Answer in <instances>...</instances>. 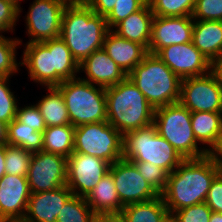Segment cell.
Listing matches in <instances>:
<instances>
[{
    "label": "cell",
    "mask_w": 222,
    "mask_h": 222,
    "mask_svg": "<svg viewBox=\"0 0 222 222\" xmlns=\"http://www.w3.org/2000/svg\"><path fill=\"white\" fill-rule=\"evenodd\" d=\"M110 166L104 159L73 152L67 158L66 185L73 195L85 198L109 172Z\"/></svg>",
    "instance_id": "8fae6325"
},
{
    "label": "cell",
    "mask_w": 222,
    "mask_h": 222,
    "mask_svg": "<svg viewBox=\"0 0 222 222\" xmlns=\"http://www.w3.org/2000/svg\"><path fill=\"white\" fill-rule=\"evenodd\" d=\"M107 121L122 135L153 123L155 108L127 77L106 88Z\"/></svg>",
    "instance_id": "3957f363"
},
{
    "label": "cell",
    "mask_w": 222,
    "mask_h": 222,
    "mask_svg": "<svg viewBox=\"0 0 222 222\" xmlns=\"http://www.w3.org/2000/svg\"><path fill=\"white\" fill-rule=\"evenodd\" d=\"M21 10L7 0H0V31L13 28ZM2 36V35H0Z\"/></svg>",
    "instance_id": "ab89813d"
},
{
    "label": "cell",
    "mask_w": 222,
    "mask_h": 222,
    "mask_svg": "<svg viewBox=\"0 0 222 222\" xmlns=\"http://www.w3.org/2000/svg\"><path fill=\"white\" fill-rule=\"evenodd\" d=\"M122 212L128 222H165L170 217L161 195L148 201L126 205Z\"/></svg>",
    "instance_id": "d4e9b609"
},
{
    "label": "cell",
    "mask_w": 222,
    "mask_h": 222,
    "mask_svg": "<svg viewBox=\"0 0 222 222\" xmlns=\"http://www.w3.org/2000/svg\"><path fill=\"white\" fill-rule=\"evenodd\" d=\"M211 213L206 202H202L174 211L170 216L175 222H210Z\"/></svg>",
    "instance_id": "8d00e7d4"
},
{
    "label": "cell",
    "mask_w": 222,
    "mask_h": 222,
    "mask_svg": "<svg viewBox=\"0 0 222 222\" xmlns=\"http://www.w3.org/2000/svg\"><path fill=\"white\" fill-rule=\"evenodd\" d=\"M192 20V16H154L148 52L157 54L166 46L192 42Z\"/></svg>",
    "instance_id": "9a60e30c"
},
{
    "label": "cell",
    "mask_w": 222,
    "mask_h": 222,
    "mask_svg": "<svg viewBox=\"0 0 222 222\" xmlns=\"http://www.w3.org/2000/svg\"><path fill=\"white\" fill-rule=\"evenodd\" d=\"M179 103L190 112L222 113V87L213 72L182 79Z\"/></svg>",
    "instance_id": "9c48e42d"
},
{
    "label": "cell",
    "mask_w": 222,
    "mask_h": 222,
    "mask_svg": "<svg viewBox=\"0 0 222 222\" xmlns=\"http://www.w3.org/2000/svg\"><path fill=\"white\" fill-rule=\"evenodd\" d=\"M67 0H35L26 23L31 38L28 43L43 42L60 37L62 15Z\"/></svg>",
    "instance_id": "7c38bea8"
},
{
    "label": "cell",
    "mask_w": 222,
    "mask_h": 222,
    "mask_svg": "<svg viewBox=\"0 0 222 222\" xmlns=\"http://www.w3.org/2000/svg\"><path fill=\"white\" fill-rule=\"evenodd\" d=\"M74 131L71 124L46 127L42 150L68 158L74 152Z\"/></svg>",
    "instance_id": "4316f807"
},
{
    "label": "cell",
    "mask_w": 222,
    "mask_h": 222,
    "mask_svg": "<svg viewBox=\"0 0 222 222\" xmlns=\"http://www.w3.org/2000/svg\"><path fill=\"white\" fill-rule=\"evenodd\" d=\"M16 118L37 132L43 133L47 127L37 105L27 106L22 109L18 107Z\"/></svg>",
    "instance_id": "f35d334b"
},
{
    "label": "cell",
    "mask_w": 222,
    "mask_h": 222,
    "mask_svg": "<svg viewBox=\"0 0 222 222\" xmlns=\"http://www.w3.org/2000/svg\"><path fill=\"white\" fill-rule=\"evenodd\" d=\"M205 202L212 212H222V171L211 182Z\"/></svg>",
    "instance_id": "60d3db41"
},
{
    "label": "cell",
    "mask_w": 222,
    "mask_h": 222,
    "mask_svg": "<svg viewBox=\"0 0 222 222\" xmlns=\"http://www.w3.org/2000/svg\"><path fill=\"white\" fill-rule=\"evenodd\" d=\"M153 123L158 134L166 139L183 159L201 158L211 150H198L191 125V112L179 102L156 108Z\"/></svg>",
    "instance_id": "52a82bcc"
},
{
    "label": "cell",
    "mask_w": 222,
    "mask_h": 222,
    "mask_svg": "<svg viewBox=\"0 0 222 222\" xmlns=\"http://www.w3.org/2000/svg\"><path fill=\"white\" fill-rule=\"evenodd\" d=\"M9 77H0V120L6 124L11 123L17 114L16 98L7 86Z\"/></svg>",
    "instance_id": "d590c367"
},
{
    "label": "cell",
    "mask_w": 222,
    "mask_h": 222,
    "mask_svg": "<svg viewBox=\"0 0 222 222\" xmlns=\"http://www.w3.org/2000/svg\"><path fill=\"white\" fill-rule=\"evenodd\" d=\"M148 0H117L112 11L105 17L109 29L132 13L140 10Z\"/></svg>",
    "instance_id": "e575fe53"
},
{
    "label": "cell",
    "mask_w": 222,
    "mask_h": 222,
    "mask_svg": "<svg viewBox=\"0 0 222 222\" xmlns=\"http://www.w3.org/2000/svg\"><path fill=\"white\" fill-rule=\"evenodd\" d=\"M192 18L222 21V0H195Z\"/></svg>",
    "instance_id": "74e56055"
},
{
    "label": "cell",
    "mask_w": 222,
    "mask_h": 222,
    "mask_svg": "<svg viewBox=\"0 0 222 222\" xmlns=\"http://www.w3.org/2000/svg\"><path fill=\"white\" fill-rule=\"evenodd\" d=\"M154 16H192L195 0H148Z\"/></svg>",
    "instance_id": "4dcf8cb0"
},
{
    "label": "cell",
    "mask_w": 222,
    "mask_h": 222,
    "mask_svg": "<svg viewBox=\"0 0 222 222\" xmlns=\"http://www.w3.org/2000/svg\"><path fill=\"white\" fill-rule=\"evenodd\" d=\"M22 65H26L32 80L53 87L52 52H49V40L27 43Z\"/></svg>",
    "instance_id": "ffe728a7"
},
{
    "label": "cell",
    "mask_w": 222,
    "mask_h": 222,
    "mask_svg": "<svg viewBox=\"0 0 222 222\" xmlns=\"http://www.w3.org/2000/svg\"><path fill=\"white\" fill-rule=\"evenodd\" d=\"M21 42L18 39L12 40L0 36V77H10L11 74L17 72L15 50Z\"/></svg>",
    "instance_id": "d6a6232c"
},
{
    "label": "cell",
    "mask_w": 222,
    "mask_h": 222,
    "mask_svg": "<svg viewBox=\"0 0 222 222\" xmlns=\"http://www.w3.org/2000/svg\"><path fill=\"white\" fill-rule=\"evenodd\" d=\"M154 14L147 2L140 10L130 14L115 27L120 37L149 48L151 40L152 21Z\"/></svg>",
    "instance_id": "7402d4cb"
},
{
    "label": "cell",
    "mask_w": 222,
    "mask_h": 222,
    "mask_svg": "<svg viewBox=\"0 0 222 222\" xmlns=\"http://www.w3.org/2000/svg\"><path fill=\"white\" fill-rule=\"evenodd\" d=\"M210 222H222V212L221 213L212 212Z\"/></svg>",
    "instance_id": "c3c4849f"
},
{
    "label": "cell",
    "mask_w": 222,
    "mask_h": 222,
    "mask_svg": "<svg viewBox=\"0 0 222 222\" xmlns=\"http://www.w3.org/2000/svg\"><path fill=\"white\" fill-rule=\"evenodd\" d=\"M165 222H175V221L170 216Z\"/></svg>",
    "instance_id": "f5cc1de1"
},
{
    "label": "cell",
    "mask_w": 222,
    "mask_h": 222,
    "mask_svg": "<svg viewBox=\"0 0 222 222\" xmlns=\"http://www.w3.org/2000/svg\"><path fill=\"white\" fill-rule=\"evenodd\" d=\"M127 77L155 109L179 102L181 79L156 54L148 53Z\"/></svg>",
    "instance_id": "277c9868"
},
{
    "label": "cell",
    "mask_w": 222,
    "mask_h": 222,
    "mask_svg": "<svg viewBox=\"0 0 222 222\" xmlns=\"http://www.w3.org/2000/svg\"><path fill=\"white\" fill-rule=\"evenodd\" d=\"M69 3H73V2H85V0H67Z\"/></svg>",
    "instance_id": "816d5d0a"
},
{
    "label": "cell",
    "mask_w": 222,
    "mask_h": 222,
    "mask_svg": "<svg viewBox=\"0 0 222 222\" xmlns=\"http://www.w3.org/2000/svg\"><path fill=\"white\" fill-rule=\"evenodd\" d=\"M32 152L18 146L6 144L5 170L6 174L27 177Z\"/></svg>",
    "instance_id": "1f68e13d"
},
{
    "label": "cell",
    "mask_w": 222,
    "mask_h": 222,
    "mask_svg": "<svg viewBox=\"0 0 222 222\" xmlns=\"http://www.w3.org/2000/svg\"><path fill=\"white\" fill-rule=\"evenodd\" d=\"M192 43L211 63L222 57V21H194Z\"/></svg>",
    "instance_id": "44dd1931"
},
{
    "label": "cell",
    "mask_w": 222,
    "mask_h": 222,
    "mask_svg": "<svg viewBox=\"0 0 222 222\" xmlns=\"http://www.w3.org/2000/svg\"><path fill=\"white\" fill-rule=\"evenodd\" d=\"M49 52H52L53 87L76 78L75 73L79 72V64L60 37L49 39Z\"/></svg>",
    "instance_id": "cb8c5ba5"
},
{
    "label": "cell",
    "mask_w": 222,
    "mask_h": 222,
    "mask_svg": "<svg viewBox=\"0 0 222 222\" xmlns=\"http://www.w3.org/2000/svg\"><path fill=\"white\" fill-rule=\"evenodd\" d=\"M30 194L27 177L5 174L0 180V222L23 220Z\"/></svg>",
    "instance_id": "2e32d148"
},
{
    "label": "cell",
    "mask_w": 222,
    "mask_h": 222,
    "mask_svg": "<svg viewBox=\"0 0 222 222\" xmlns=\"http://www.w3.org/2000/svg\"><path fill=\"white\" fill-rule=\"evenodd\" d=\"M85 70L88 79H82L93 85L107 88L125 80L127 74L102 49L94 51L79 64V70Z\"/></svg>",
    "instance_id": "ac0fdd59"
},
{
    "label": "cell",
    "mask_w": 222,
    "mask_h": 222,
    "mask_svg": "<svg viewBox=\"0 0 222 222\" xmlns=\"http://www.w3.org/2000/svg\"><path fill=\"white\" fill-rule=\"evenodd\" d=\"M60 90L74 127L107 121L106 88L80 78L63 81Z\"/></svg>",
    "instance_id": "8992f818"
},
{
    "label": "cell",
    "mask_w": 222,
    "mask_h": 222,
    "mask_svg": "<svg viewBox=\"0 0 222 222\" xmlns=\"http://www.w3.org/2000/svg\"><path fill=\"white\" fill-rule=\"evenodd\" d=\"M117 0H85V3L96 14L106 17L113 9Z\"/></svg>",
    "instance_id": "b9f144b4"
},
{
    "label": "cell",
    "mask_w": 222,
    "mask_h": 222,
    "mask_svg": "<svg viewBox=\"0 0 222 222\" xmlns=\"http://www.w3.org/2000/svg\"><path fill=\"white\" fill-rule=\"evenodd\" d=\"M156 55L181 80L188 77L201 76L205 72L209 73L211 71L212 63L192 42L166 46Z\"/></svg>",
    "instance_id": "5bb4252c"
},
{
    "label": "cell",
    "mask_w": 222,
    "mask_h": 222,
    "mask_svg": "<svg viewBox=\"0 0 222 222\" xmlns=\"http://www.w3.org/2000/svg\"><path fill=\"white\" fill-rule=\"evenodd\" d=\"M220 171L209 155L184 159L176 170L169 173L161 194L169 214L205 202L211 182Z\"/></svg>",
    "instance_id": "6da1fadb"
},
{
    "label": "cell",
    "mask_w": 222,
    "mask_h": 222,
    "mask_svg": "<svg viewBox=\"0 0 222 222\" xmlns=\"http://www.w3.org/2000/svg\"><path fill=\"white\" fill-rule=\"evenodd\" d=\"M120 202L123 206L148 201L160 194L140 175L136 166L125 159L110 166Z\"/></svg>",
    "instance_id": "4fadbf2b"
},
{
    "label": "cell",
    "mask_w": 222,
    "mask_h": 222,
    "mask_svg": "<svg viewBox=\"0 0 222 222\" xmlns=\"http://www.w3.org/2000/svg\"><path fill=\"white\" fill-rule=\"evenodd\" d=\"M74 152L104 159L112 165L123 158V135L108 121L77 126Z\"/></svg>",
    "instance_id": "ba28073f"
},
{
    "label": "cell",
    "mask_w": 222,
    "mask_h": 222,
    "mask_svg": "<svg viewBox=\"0 0 222 222\" xmlns=\"http://www.w3.org/2000/svg\"><path fill=\"white\" fill-rule=\"evenodd\" d=\"M7 144L21 147L32 153L42 151L43 133L24 125L17 118L8 124Z\"/></svg>",
    "instance_id": "f1b7e54d"
},
{
    "label": "cell",
    "mask_w": 222,
    "mask_h": 222,
    "mask_svg": "<svg viewBox=\"0 0 222 222\" xmlns=\"http://www.w3.org/2000/svg\"><path fill=\"white\" fill-rule=\"evenodd\" d=\"M102 48L127 75L149 53L145 46L120 37L112 29L106 34Z\"/></svg>",
    "instance_id": "d6986e66"
},
{
    "label": "cell",
    "mask_w": 222,
    "mask_h": 222,
    "mask_svg": "<svg viewBox=\"0 0 222 222\" xmlns=\"http://www.w3.org/2000/svg\"><path fill=\"white\" fill-rule=\"evenodd\" d=\"M109 30L105 17L94 13L85 2L68 3L63 11L60 38L78 64L102 49Z\"/></svg>",
    "instance_id": "7a4b0ae2"
},
{
    "label": "cell",
    "mask_w": 222,
    "mask_h": 222,
    "mask_svg": "<svg viewBox=\"0 0 222 222\" xmlns=\"http://www.w3.org/2000/svg\"><path fill=\"white\" fill-rule=\"evenodd\" d=\"M31 193L52 191L67 183V158L39 151L32 153L27 175Z\"/></svg>",
    "instance_id": "30bf717a"
},
{
    "label": "cell",
    "mask_w": 222,
    "mask_h": 222,
    "mask_svg": "<svg viewBox=\"0 0 222 222\" xmlns=\"http://www.w3.org/2000/svg\"><path fill=\"white\" fill-rule=\"evenodd\" d=\"M90 209L96 214L122 212L112 173L109 171L85 197Z\"/></svg>",
    "instance_id": "603a6c76"
},
{
    "label": "cell",
    "mask_w": 222,
    "mask_h": 222,
    "mask_svg": "<svg viewBox=\"0 0 222 222\" xmlns=\"http://www.w3.org/2000/svg\"><path fill=\"white\" fill-rule=\"evenodd\" d=\"M208 155L222 171V133L219 135L216 145L209 151Z\"/></svg>",
    "instance_id": "ee69618b"
},
{
    "label": "cell",
    "mask_w": 222,
    "mask_h": 222,
    "mask_svg": "<svg viewBox=\"0 0 222 222\" xmlns=\"http://www.w3.org/2000/svg\"><path fill=\"white\" fill-rule=\"evenodd\" d=\"M72 196L67 185L52 191L31 193L23 220L25 222H56L62 207Z\"/></svg>",
    "instance_id": "e0dca14e"
},
{
    "label": "cell",
    "mask_w": 222,
    "mask_h": 222,
    "mask_svg": "<svg viewBox=\"0 0 222 222\" xmlns=\"http://www.w3.org/2000/svg\"><path fill=\"white\" fill-rule=\"evenodd\" d=\"M1 222H25L24 220H4Z\"/></svg>",
    "instance_id": "f907efd6"
},
{
    "label": "cell",
    "mask_w": 222,
    "mask_h": 222,
    "mask_svg": "<svg viewBox=\"0 0 222 222\" xmlns=\"http://www.w3.org/2000/svg\"><path fill=\"white\" fill-rule=\"evenodd\" d=\"M132 163L136 166L140 175L161 195L166 188L169 173L149 162Z\"/></svg>",
    "instance_id": "836d02e7"
},
{
    "label": "cell",
    "mask_w": 222,
    "mask_h": 222,
    "mask_svg": "<svg viewBox=\"0 0 222 222\" xmlns=\"http://www.w3.org/2000/svg\"><path fill=\"white\" fill-rule=\"evenodd\" d=\"M191 125L196 140L213 148L222 133V113L191 112Z\"/></svg>",
    "instance_id": "484cf974"
},
{
    "label": "cell",
    "mask_w": 222,
    "mask_h": 222,
    "mask_svg": "<svg viewBox=\"0 0 222 222\" xmlns=\"http://www.w3.org/2000/svg\"><path fill=\"white\" fill-rule=\"evenodd\" d=\"M5 151H6V144H0V180L6 174Z\"/></svg>",
    "instance_id": "bcb514c9"
},
{
    "label": "cell",
    "mask_w": 222,
    "mask_h": 222,
    "mask_svg": "<svg viewBox=\"0 0 222 222\" xmlns=\"http://www.w3.org/2000/svg\"><path fill=\"white\" fill-rule=\"evenodd\" d=\"M96 219L85 198L73 195L62 207L56 222H96Z\"/></svg>",
    "instance_id": "f546056e"
},
{
    "label": "cell",
    "mask_w": 222,
    "mask_h": 222,
    "mask_svg": "<svg viewBox=\"0 0 222 222\" xmlns=\"http://www.w3.org/2000/svg\"><path fill=\"white\" fill-rule=\"evenodd\" d=\"M8 124L0 120V144H7Z\"/></svg>",
    "instance_id": "7dc6e473"
},
{
    "label": "cell",
    "mask_w": 222,
    "mask_h": 222,
    "mask_svg": "<svg viewBox=\"0 0 222 222\" xmlns=\"http://www.w3.org/2000/svg\"><path fill=\"white\" fill-rule=\"evenodd\" d=\"M211 71L216 76L219 85L222 87V57L212 62Z\"/></svg>",
    "instance_id": "f6af8a7d"
},
{
    "label": "cell",
    "mask_w": 222,
    "mask_h": 222,
    "mask_svg": "<svg viewBox=\"0 0 222 222\" xmlns=\"http://www.w3.org/2000/svg\"><path fill=\"white\" fill-rule=\"evenodd\" d=\"M96 222H128V220L123 212H112L98 214Z\"/></svg>",
    "instance_id": "7bdbcfd3"
},
{
    "label": "cell",
    "mask_w": 222,
    "mask_h": 222,
    "mask_svg": "<svg viewBox=\"0 0 222 222\" xmlns=\"http://www.w3.org/2000/svg\"><path fill=\"white\" fill-rule=\"evenodd\" d=\"M7 1L13 3V4L16 5L19 9H21V8H20V5H19V0H7Z\"/></svg>",
    "instance_id": "681fc988"
},
{
    "label": "cell",
    "mask_w": 222,
    "mask_h": 222,
    "mask_svg": "<svg viewBox=\"0 0 222 222\" xmlns=\"http://www.w3.org/2000/svg\"><path fill=\"white\" fill-rule=\"evenodd\" d=\"M123 159L130 162H149L168 173L173 172L184 160L158 134L154 123L123 135Z\"/></svg>",
    "instance_id": "5b68a950"
},
{
    "label": "cell",
    "mask_w": 222,
    "mask_h": 222,
    "mask_svg": "<svg viewBox=\"0 0 222 222\" xmlns=\"http://www.w3.org/2000/svg\"><path fill=\"white\" fill-rule=\"evenodd\" d=\"M49 94L36 105L47 127L70 124L65 100L57 87H48Z\"/></svg>",
    "instance_id": "83f0119b"
}]
</instances>
